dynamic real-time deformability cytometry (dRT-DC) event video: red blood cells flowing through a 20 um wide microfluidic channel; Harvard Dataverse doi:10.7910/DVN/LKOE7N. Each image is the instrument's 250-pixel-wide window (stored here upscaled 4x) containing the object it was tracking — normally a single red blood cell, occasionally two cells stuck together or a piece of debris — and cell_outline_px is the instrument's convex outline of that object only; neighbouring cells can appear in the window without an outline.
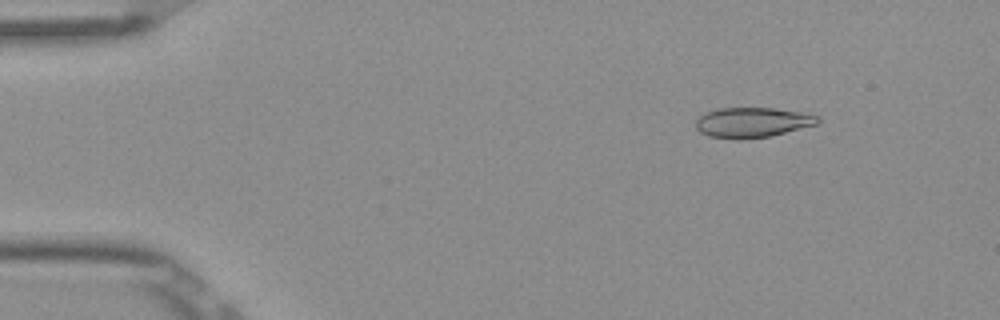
{"species": "Egyptian fruit bat (a non-hibernating species)", "species_latin": "Rousettus aegyptiacus", "temperature_condition": "room temperature", "stored_images_in_passage": 53, "camera_frame_rate_fps": 3000, "um_per_image_px": 0.085, "frame": {"image": 1, "passage_image": 7, "time_ms": 2.0, "image_size_px": [1000, 320], "cell_outline_px": [[820, 120], [816, 124], [772, 136], [740, 140], [736, 140], [708, 136], [700, 132], [696, 128], [696, 120], [704, 112], [720, 108], [772, 108], [800, 112], [820, 116]], "centroid_in_image_um": [63.92, 10.42], "position_along_channel_um": 21.1, "area_um2": 21.5}}
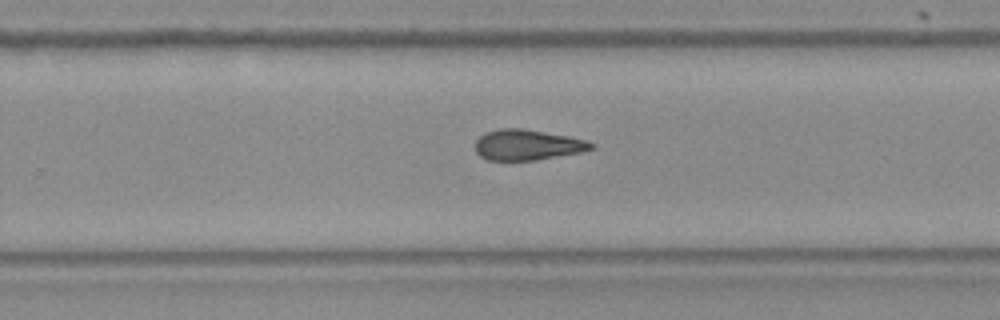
{"frame": {"image": 2, "passage_image": 34, "time_ms": 11.0, "image_size_px": [1000, 320], "cell_outline_px": [[596, 148], [580, 152], [536, 160], [488, 160], [480, 156], [476, 152], [476, 140], [480, 136], [488, 132], [500, 128], [524, 128], [568, 136], [584, 140], [596, 144]], "centroid_in_image_um": [44.84, 12.31], "position_along_channel_um": 285.0, "area_um2": 20.58}}
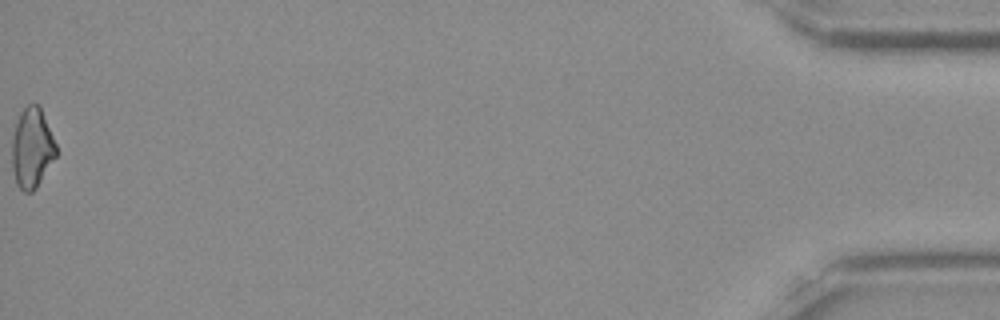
{"frame": {"image": 3, "passage_image": 53, "time_ms": 17.333, "image_size_px": [1000, 320], "cell_outline_px": [[56, 156], [36, 188], [32, 192], [24, 192], [16, 184], [12, 168], [12, 140], [16, 124], [20, 112], [28, 104], [40, 104], [56, 144]], "centroid_in_image_um": [2.71, 12.57], "position_along_channel_um": 432.5, "area_um2": 20.58}, "authors_computed_cell_mechanics": {"area_um2": 20.9814, "velocity_mm_per_s": 3.8981, "shape_relaxation_time_tau1_ms": null, "shape_relaxation_time_tau2_ms": 5.0696, "deformation_change_tau1": null, "deformation_change_tau2": 0.1416}}